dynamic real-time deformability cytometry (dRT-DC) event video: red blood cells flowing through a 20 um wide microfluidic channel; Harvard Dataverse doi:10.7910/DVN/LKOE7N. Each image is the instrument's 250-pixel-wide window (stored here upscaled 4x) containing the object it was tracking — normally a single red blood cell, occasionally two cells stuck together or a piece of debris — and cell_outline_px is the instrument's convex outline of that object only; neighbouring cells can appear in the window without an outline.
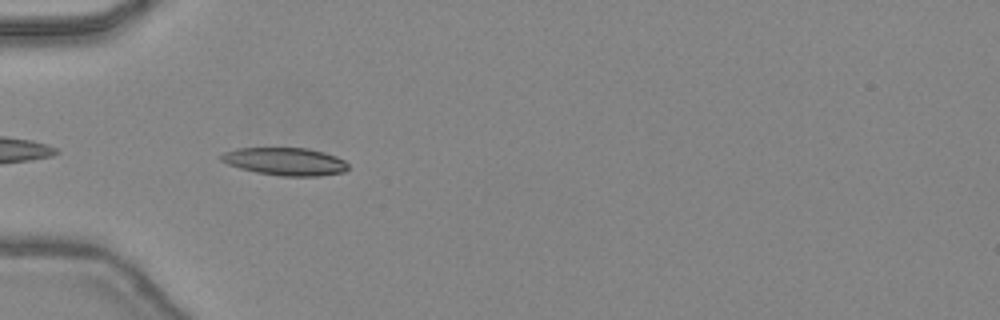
{"species": "common noctule bat (a hibernating species)", "species_latin": "Nyctalus noctula", "temperature_condition": "warm", "stored_images_in_passage": 6, "camera_frame_rate_fps": 3000, "um_per_image_px": 0.085, "animal": {"sex": "female", "body_mass_g": 24.6, "forearm_length_mm": 56.2}, "frame": {"image": 1, "passage_image": 2, "time_ms": 0.333, "image_size_px": [1000, 320], "cell_outline_px": [[348, 168], [344, 172], [320, 176], [280, 176], [256, 172], [240, 168], [228, 164], [220, 160], [220, 156], [224, 152], [236, 148], [308, 148], [324, 152], [336, 156], [344, 160], [348, 164]], "centroid_in_image_um": [24.25, 13.72], "position_along_channel_um": 60.7, "area_um2": 20.58}}